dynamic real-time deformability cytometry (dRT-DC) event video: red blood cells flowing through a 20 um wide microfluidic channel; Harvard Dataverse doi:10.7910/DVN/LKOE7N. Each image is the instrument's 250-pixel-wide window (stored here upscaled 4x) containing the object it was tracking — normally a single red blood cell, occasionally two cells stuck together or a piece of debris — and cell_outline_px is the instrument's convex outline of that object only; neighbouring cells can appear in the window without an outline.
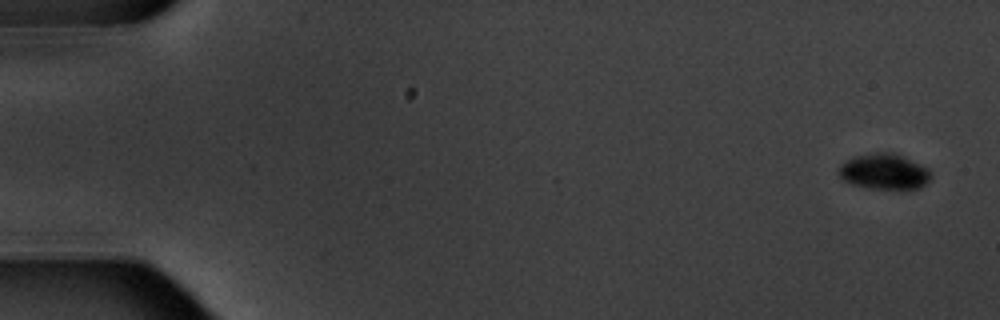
{"species": "common noctule bat (a hibernating species)", "species_latin": "Nyctalus noctula", "temperature_condition": "warm", "stored_images_in_passage": 7, "camera_frame_rate_fps": 3000, "um_per_image_px": 0.085, "animal": {"sex": "male", "body_mass_g": 20.1, "forearm_length_mm": 53.5}, "frame": {"image": 1, "passage_image": 1, "time_ms": 0.0, "image_size_px": [1000, 320], "cell_outline_px": [[932, 176], [920, 188], [868, 188], [852, 184], [844, 180], [840, 176], [840, 164], [844, 160], [876, 152], [892, 152], [928, 168], [932, 172]], "centroid_in_image_um": [75.16, 14.58], "position_along_channel_um": 9.8, "area_um2": 18.73}}
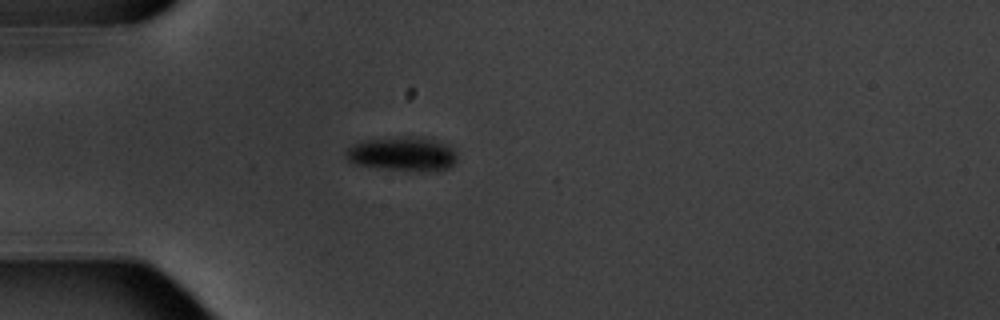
{"frame": {"image": 2, "passage_image": 5, "time_ms": 5.0, "image_size_px": [1000, 320], "cell_outline_px": [[456, 160], [448, 168], [436, 172], [420, 172], [384, 168], [360, 164], [348, 160], [344, 156], [344, 152], [352, 144], [364, 140], [400, 136], [420, 136], [444, 144], [456, 156]], "centroid_in_image_um": [34.18, 13.09], "position_along_channel_um": 50.8, "area_um2": 22.02}}
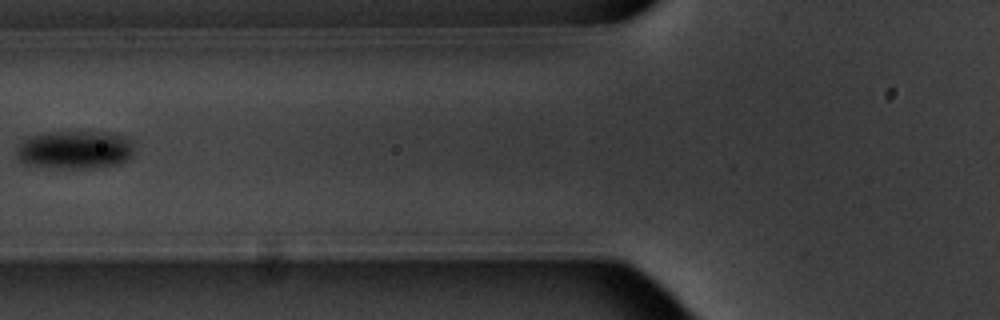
{"frame": {"image": 3, "passage_image": 7, "time_ms": 7.333, "image_size_px": [1000, 320], "cell_outline_px": [[132, 156], [128, 160], [120, 164], [92, 168], [60, 168], [28, 164], [20, 160], [16, 156], [16, 148], [24, 140], [32, 136], [56, 132], [108, 132], [124, 136], [132, 144]], "centroid_in_image_um": [6.39, 12.74], "position_along_channel_um": 119.4, "area_um2": 25.95}}